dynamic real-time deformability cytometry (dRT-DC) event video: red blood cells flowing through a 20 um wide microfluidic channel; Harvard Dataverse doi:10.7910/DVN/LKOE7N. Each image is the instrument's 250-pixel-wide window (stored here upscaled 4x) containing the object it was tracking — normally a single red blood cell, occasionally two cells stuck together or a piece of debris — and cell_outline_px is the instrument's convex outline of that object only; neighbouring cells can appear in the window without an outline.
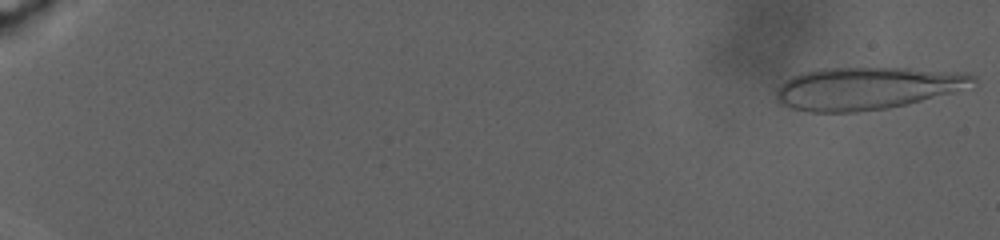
{"species": "human", "species_latin": "Homo sapiens", "temperature_condition": "warm", "stored_images_in_passage": 54, "camera_frame_rate_fps": 3000, "um_per_image_px": 0.085, "donor": {"sex": "male"}, "frame": {"image": 1, "passage_image": 1, "time_ms": 0.0, "image_size_px": [1000, 240], "cell_outline_px": [[976, 80], [952, 92], [888, 108], [856, 112], [808, 112], [776, 104], [776, 92], [780, 84], [784, 80], [792, 76], [816, 68], [908, 68], [968, 72], [976, 76]], "centroid_in_image_um": [73.59, 7.49], "position_along_channel_um": 11.4, "area_um2": 48.67}}
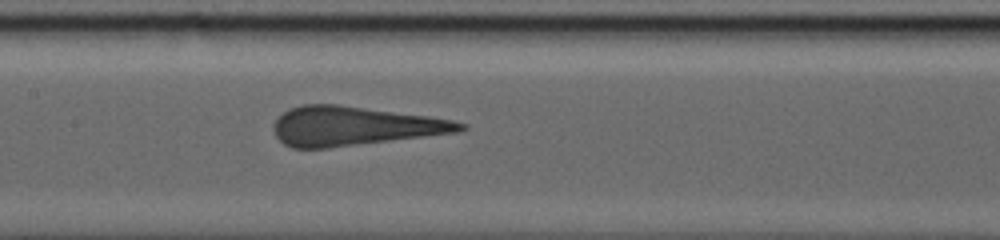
{"frame": {"image": 2, "passage_image": 33, "time_ms": 16.0, "image_size_px": [1000, 240], "cell_outline_px": [[468, 128], [460, 132], [328, 148], [292, 148], [284, 144], [276, 136], [272, 128], [276, 120], [284, 112], [292, 108], [304, 104], [340, 104], [428, 116], [452, 120], [468, 124]], "centroid_in_image_um": [30.13, 10.71], "position_along_channel_um": 177.3, "area_um2": 42.48}}
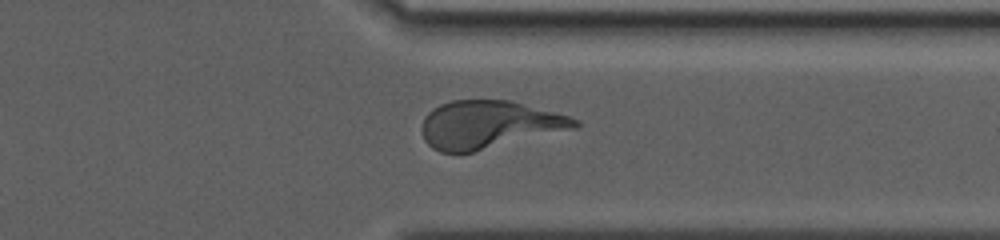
{"frame": {"image": 3, "passage_image": 47, "time_ms": 24.0, "image_size_px": [1000, 240], "cell_outline_px": [[580, 124], [576, 128], [472, 152], [440, 152], [432, 148], [424, 140], [420, 128], [424, 116], [432, 108], [440, 104], [452, 100], [508, 100], [568, 116], [580, 120]], "centroid_in_image_um": [41.5, 10.59], "position_along_channel_um": 369.9, "area_um2": 42.37}}